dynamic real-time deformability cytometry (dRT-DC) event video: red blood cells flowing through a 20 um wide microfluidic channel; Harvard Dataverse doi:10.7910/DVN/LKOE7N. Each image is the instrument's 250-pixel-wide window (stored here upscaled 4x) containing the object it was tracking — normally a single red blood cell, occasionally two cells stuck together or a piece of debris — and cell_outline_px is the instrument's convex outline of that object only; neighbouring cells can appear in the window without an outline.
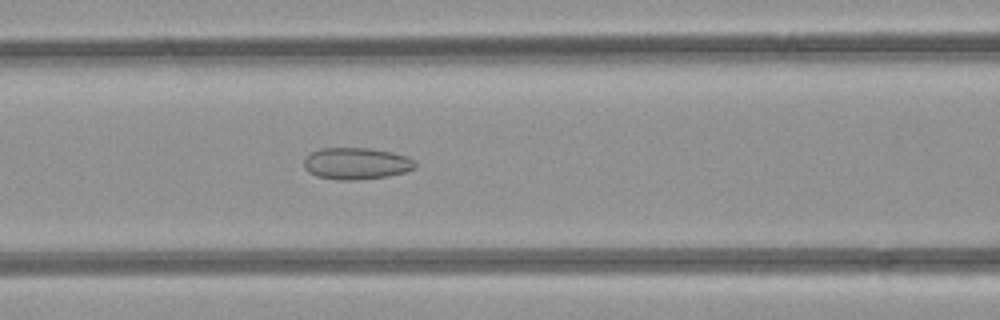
{"species": "common noctule bat (a hibernating species)", "species_latin": "Nyctalus noctula", "temperature_condition": "room temperature", "stored_images_in_passage": 48, "camera_frame_rate_fps": 3000, "um_per_image_px": 0.085, "animal": {"sex": "female", "body_mass_g": 21.9}, "frame": {"image": 1, "passage_image": 20, "time_ms": 6.333, "image_size_px": [1000, 320], "cell_outline_px": [[416, 168], [404, 172], [388, 176], [356, 180], [340, 180], [316, 176], [308, 172], [304, 168], [304, 160], [312, 152], [320, 148], [368, 148], [392, 152], [408, 156], [416, 164]], "centroid_in_image_um": [30.29, 13.9], "position_along_channel_um": 136.3, "area_um2": 20.58}}
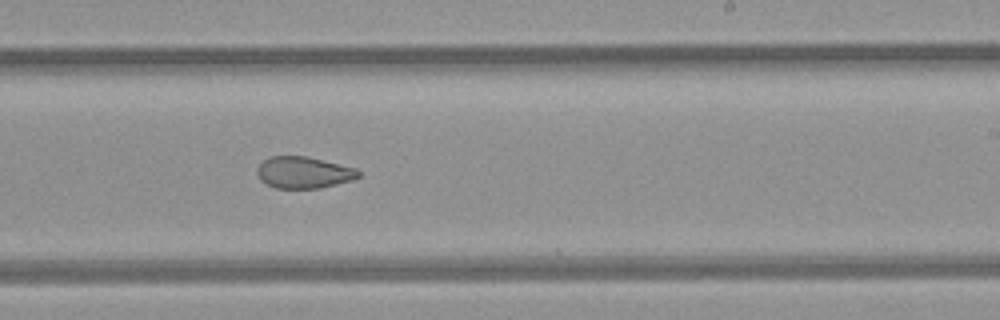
{"frame": {"image": 2, "passage_image": 29, "time_ms": 9.333, "image_size_px": [1000, 320], "cell_outline_px": [[360, 176], [352, 180], [320, 188], [276, 188], [260, 180], [256, 172], [256, 168], [268, 156], [308, 156], [356, 168], [360, 172]], "centroid_in_image_um": [25.8, 14.65], "position_along_channel_um": 263.2, "area_um2": 18.73}}
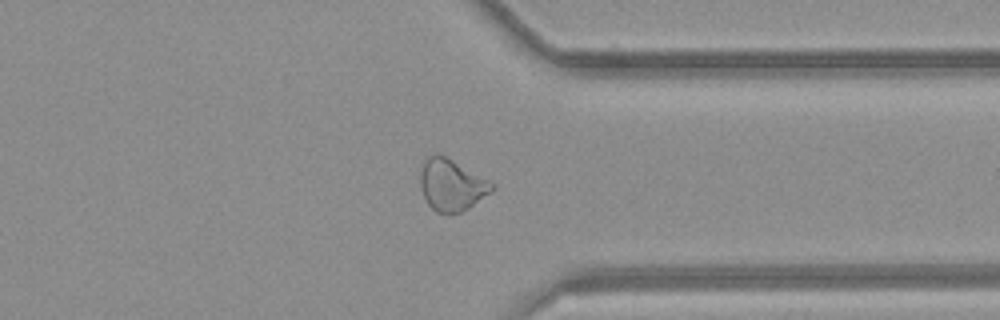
{"frame": {"image": 3, "passage_image": 37, "time_ms": 12.0, "image_size_px": [1000, 320], "cell_outline_px": [[496, 188], [492, 192], [468, 208], [460, 212], [448, 216], [436, 212], [428, 204], [420, 188], [420, 172], [424, 160], [428, 156], [436, 152], [452, 160], [488, 180]], "centroid_in_image_um": [38.35, 15.75], "position_along_channel_um": 373.0, "area_um2": 21.62}, "authors_computed_cell_mechanics": {"area_um2": 23.0911, "velocity_mm_per_s": 4.2359, "shape_relaxation_time_tau1_ms": null, "shape_relaxation_time_tau2_ms": 2.3292, "deformation_change_tau1": null, "deformation_change_tau2": 0.0902}}